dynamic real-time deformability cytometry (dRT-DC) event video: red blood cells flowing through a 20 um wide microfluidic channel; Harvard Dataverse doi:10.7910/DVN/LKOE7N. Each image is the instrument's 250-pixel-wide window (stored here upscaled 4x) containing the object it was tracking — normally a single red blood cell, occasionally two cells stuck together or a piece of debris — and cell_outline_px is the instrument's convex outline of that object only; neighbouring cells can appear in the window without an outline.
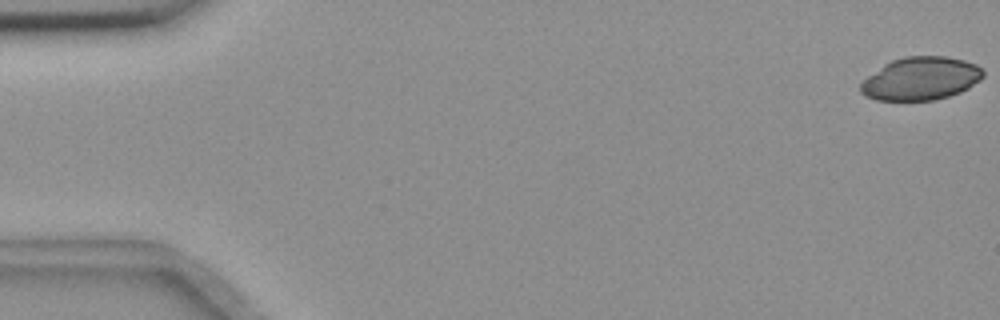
{"species": "common noctule bat (a hibernating species)", "species_latin": "Nyctalus noctula", "temperature_condition": "room temperature", "stored_images_in_passage": 16, "camera_frame_rate_fps": 3000, "um_per_image_px": 0.085, "animal": {"sex": "female", "body_mass_g": 18.4}, "frame": {"image": 1, "passage_image": 1, "time_ms": 0.0, "image_size_px": [1000, 320], "cell_outline_px": [[984, 76], [980, 80], [968, 88], [960, 92], [948, 96], [932, 100], [876, 100], [864, 96], [860, 92], [860, 84], [868, 76], [884, 64], [892, 60], [904, 56], [948, 56], [964, 60], [976, 64], [984, 72]], "centroid_in_image_um": [78.26, 6.67], "position_along_channel_um": 6.7, "area_um2": 30.75}}